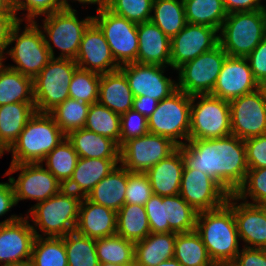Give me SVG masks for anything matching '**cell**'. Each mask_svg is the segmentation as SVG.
Listing matches in <instances>:
<instances>
[{"label": "cell", "mask_w": 266, "mask_h": 266, "mask_svg": "<svg viewBox=\"0 0 266 266\" xmlns=\"http://www.w3.org/2000/svg\"><path fill=\"white\" fill-rule=\"evenodd\" d=\"M133 100V92L120 69L101 75L98 99L100 104L122 115L132 109Z\"/></svg>", "instance_id": "4316f807"}, {"label": "cell", "mask_w": 266, "mask_h": 266, "mask_svg": "<svg viewBox=\"0 0 266 266\" xmlns=\"http://www.w3.org/2000/svg\"><path fill=\"white\" fill-rule=\"evenodd\" d=\"M263 1H266V0H263ZM261 11L263 12V14H264L265 17H266V5H265V4H262Z\"/></svg>", "instance_id": "a7ac6f4b"}, {"label": "cell", "mask_w": 266, "mask_h": 266, "mask_svg": "<svg viewBox=\"0 0 266 266\" xmlns=\"http://www.w3.org/2000/svg\"><path fill=\"white\" fill-rule=\"evenodd\" d=\"M25 23L23 30L21 28V24H24L22 21H18L12 27L2 62L5 63V60L10 57L15 65L8 64L6 66L34 79L49 63L52 56L38 24L34 21Z\"/></svg>", "instance_id": "277c9868"}, {"label": "cell", "mask_w": 266, "mask_h": 266, "mask_svg": "<svg viewBox=\"0 0 266 266\" xmlns=\"http://www.w3.org/2000/svg\"><path fill=\"white\" fill-rule=\"evenodd\" d=\"M101 75L77 68L69 85V98L93 104L99 99Z\"/></svg>", "instance_id": "ee69618b"}, {"label": "cell", "mask_w": 266, "mask_h": 266, "mask_svg": "<svg viewBox=\"0 0 266 266\" xmlns=\"http://www.w3.org/2000/svg\"><path fill=\"white\" fill-rule=\"evenodd\" d=\"M157 266H182L176 259L172 258L161 262Z\"/></svg>", "instance_id": "6125c7cd"}, {"label": "cell", "mask_w": 266, "mask_h": 266, "mask_svg": "<svg viewBox=\"0 0 266 266\" xmlns=\"http://www.w3.org/2000/svg\"><path fill=\"white\" fill-rule=\"evenodd\" d=\"M259 89L262 91L266 103V81L260 83Z\"/></svg>", "instance_id": "be15d7a7"}, {"label": "cell", "mask_w": 266, "mask_h": 266, "mask_svg": "<svg viewBox=\"0 0 266 266\" xmlns=\"http://www.w3.org/2000/svg\"><path fill=\"white\" fill-rule=\"evenodd\" d=\"M184 165L216 180L229 194L244 182L248 165L244 140L229 135L216 139L188 140L178 146Z\"/></svg>", "instance_id": "6da1fadb"}, {"label": "cell", "mask_w": 266, "mask_h": 266, "mask_svg": "<svg viewBox=\"0 0 266 266\" xmlns=\"http://www.w3.org/2000/svg\"><path fill=\"white\" fill-rule=\"evenodd\" d=\"M35 112V102H16L0 106V142L7 150L16 142Z\"/></svg>", "instance_id": "4dcf8cb0"}, {"label": "cell", "mask_w": 266, "mask_h": 266, "mask_svg": "<svg viewBox=\"0 0 266 266\" xmlns=\"http://www.w3.org/2000/svg\"><path fill=\"white\" fill-rule=\"evenodd\" d=\"M99 266H123V265H117V264H112V263H100Z\"/></svg>", "instance_id": "003e7915"}, {"label": "cell", "mask_w": 266, "mask_h": 266, "mask_svg": "<svg viewBox=\"0 0 266 266\" xmlns=\"http://www.w3.org/2000/svg\"><path fill=\"white\" fill-rule=\"evenodd\" d=\"M90 104L72 98L52 109L49 114L65 135L84 128Z\"/></svg>", "instance_id": "b9f144b4"}, {"label": "cell", "mask_w": 266, "mask_h": 266, "mask_svg": "<svg viewBox=\"0 0 266 266\" xmlns=\"http://www.w3.org/2000/svg\"><path fill=\"white\" fill-rule=\"evenodd\" d=\"M190 109L191 96L177 89L159 101L147 118L149 133L167 137L178 146L185 144L189 138Z\"/></svg>", "instance_id": "30bf717a"}, {"label": "cell", "mask_w": 266, "mask_h": 266, "mask_svg": "<svg viewBox=\"0 0 266 266\" xmlns=\"http://www.w3.org/2000/svg\"><path fill=\"white\" fill-rule=\"evenodd\" d=\"M175 232L150 233L145 239L135 242V266H157L174 257Z\"/></svg>", "instance_id": "f1b7e54d"}, {"label": "cell", "mask_w": 266, "mask_h": 266, "mask_svg": "<svg viewBox=\"0 0 266 266\" xmlns=\"http://www.w3.org/2000/svg\"><path fill=\"white\" fill-rule=\"evenodd\" d=\"M0 14H15L13 5L8 0H0Z\"/></svg>", "instance_id": "94428289"}, {"label": "cell", "mask_w": 266, "mask_h": 266, "mask_svg": "<svg viewBox=\"0 0 266 266\" xmlns=\"http://www.w3.org/2000/svg\"><path fill=\"white\" fill-rule=\"evenodd\" d=\"M8 153V150L4 147V145L0 142V158L3 157V155Z\"/></svg>", "instance_id": "03108f58"}, {"label": "cell", "mask_w": 266, "mask_h": 266, "mask_svg": "<svg viewBox=\"0 0 266 266\" xmlns=\"http://www.w3.org/2000/svg\"><path fill=\"white\" fill-rule=\"evenodd\" d=\"M248 169L266 168V134L244 140Z\"/></svg>", "instance_id": "f907efd6"}, {"label": "cell", "mask_w": 266, "mask_h": 266, "mask_svg": "<svg viewBox=\"0 0 266 266\" xmlns=\"http://www.w3.org/2000/svg\"><path fill=\"white\" fill-rule=\"evenodd\" d=\"M64 239L68 266H99L95 239L78 234L76 231Z\"/></svg>", "instance_id": "7bdbcfd3"}, {"label": "cell", "mask_w": 266, "mask_h": 266, "mask_svg": "<svg viewBox=\"0 0 266 266\" xmlns=\"http://www.w3.org/2000/svg\"><path fill=\"white\" fill-rule=\"evenodd\" d=\"M13 186L8 182H0V218L8 214L11 209L16 206Z\"/></svg>", "instance_id": "9f6ffc18"}, {"label": "cell", "mask_w": 266, "mask_h": 266, "mask_svg": "<svg viewBox=\"0 0 266 266\" xmlns=\"http://www.w3.org/2000/svg\"><path fill=\"white\" fill-rule=\"evenodd\" d=\"M219 266H236V265L233 262H231V263H224Z\"/></svg>", "instance_id": "89a4df30"}, {"label": "cell", "mask_w": 266, "mask_h": 266, "mask_svg": "<svg viewBox=\"0 0 266 266\" xmlns=\"http://www.w3.org/2000/svg\"><path fill=\"white\" fill-rule=\"evenodd\" d=\"M246 58L257 82L260 84L266 81V37Z\"/></svg>", "instance_id": "f5cc1de1"}, {"label": "cell", "mask_w": 266, "mask_h": 266, "mask_svg": "<svg viewBox=\"0 0 266 266\" xmlns=\"http://www.w3.org/2000/svg\"><path fill=\"white\" fill-rule=\"evenodd\" d=\"M12 5H14L16 2H17V0H8Z\"/></svg>", "instance_id": "2644e50d"}, {"label": "cell", "mask_w": 266, "mask_h": 266, "mask_svg": "<svg viewBox=\"0 0 266 266\" xmlns=\"http://www.w3.org/2000/svg\"><path fill=\"white\" fill-rule=\"evenodd\" d=\"M75 231L92 239L115 235L117 232V212L83 197Z\"/></svg>", "instance_id": "603a6c76"}, {"label": "cell", "mask_w": 266, "mask_h": 266, "mask_svg": "<svg viewBox=\"0 0 266 266\" xmlns=\"http://www.w3.org/2000/svg\"><path fill=\"white\" fill-rule=\"evenodd\" d=\"M229 135H231L229 101L210 94L191 96L188 140L216 139Z\"/></svg>", "instance_id": "9c48e42d"}, {"label": "cell", "mask_w": 266, "mask_h": 266, "mask_svg": "<svg viewBox=\"0 0 266 266\" xmlns=\"http://www.w3.org/2000/svg\"><path fill=\"white\" fill-rule=\"evenodd\" d=\"M149 133L148 120L133 109L120 115V147L131 139L142 137Z\"/></svg>", "instance_id": "681fc988"}, {"label": "cell", "mask_w": 266, "mask_h": 266, "mask_svg": "<svg viewBox=\"0 0 266 266\" xmlns=\"http://www.w3.org/2000/svg\"><path fill=\"white\" fill-rule=\"evenodd\" d=\"M158 101L149 96L134 97L132 109L149 118L156 109Z\"/></svg>", "instance_id": "680465c9"}, {"label": "cell", "mask_w": 266, "mask_h": 266, "mask_svg": "<svg viewBox=\"0 0 266 266\" xmlns=\"http://www.w3.org/2000/svg\"><path fill=\"white\" fill-rule=\"evenodd\" d=\"M150 233L143 205L125 204L117 212V235L135 243L145 239Z\"/></svg>", "instance_id": "836d02e7"}, {"label": "cell", "mask_w": 266, "mask_h": 266, "mask_svg": "<svg viewBox=\"0 0 266 266\" xmlns=\"http://www.w3.org/2000/svg\"><path fill=\"white\" fill-rule=\"evenodd\" d=\"M99 263L133 266L135 263V243L120 235L95 239Z\"/></svg>", "instance_id": "74e56055"}, {"label": "cell", "mask_w": 266, "mask_h": 266, "mask_svg": "<svg viewBox=\"0 0 266 266\" xmlns=\"http://www.w3.org/2000/svg\"><path fill=\"white\" fill-rule=\"evenodd\" d=\"M227 13L261 10L263 0H223Z\"/></svg>", "instance_id": "6f0895ef"}, {"label": "cell", "mask_w": 266, "mask_h": 266, "mask_svg": "<svg viewBox=\"0 0 266 266\" xmlns=\"http://www.w3.org/2000/svg\"><path fill=\"white\" fill-rule=\"evenodd\" d=\"M219 44L218 30L206 25L186 23L185 27L171 39L170 68L177 70Z\"/></svg>", "instance_id": "d6986e66"}, {"label": "cell", "mask_w": 266, "mask_h": 266, "mask_svg": "<svg viewBox=\"0 0 266 266\" xmlns=\"http://www.w3.org/2000/svg\"><path fill=\"white\" fill-rule=\"evenodd\" d=\"M81 158H120V146L112 139L81 128L66 135Z\"/></svg>", "instance_id": "f546056e"}, {"label": "cell", "mask_w": 266, "mask_h": 266, "mask_svg": "<svg viewBox=\"0 0 266 266\" xmlns=\"http://www.w3.org/2000/svg\"><path fill=\"white\" fill-rule=\"evenodd\" d=\"M164 233H188L196 229L198 212L179 194L164 196Z\"/></svg>", "instance_id": "d6a6232c"}, {"label": "cell", "mask_w": 266, "mask_h": 266, "mask_svg": "<svg viewBox=\"0 0 266 266\" xmlns=\"http://www.w3.org/2000/svg\"><path fill=\"white\" fill-rule=\"evenodd\" d=\"M231 134L245 140L266 134V103L262 91L229 101Z\"/></svg>", "instance_id": "2e32d148"}, {"label": "cell", "mask_w": 266, "mask_h": 266, "mask_svg": "<svg viewBox=\"0 0 266 266\" xmlns=\"http://www.w3.org/2000/svg\"><path fill=\"white\" fill-rule=\"evenodd\" d=\"M82 198L63 188L58 194L31 206L25 216L31 220L35 236L63 237L74 232Z\"/></svg>", "instance_id": "3957f363"}, {"label": "cell", "mask_w": 266, "mask_h": 266, "mask_svg": "<svg viewBox=\"0 0 266 266\" xmlns=\"http://www.w3.org/2000/svg\"><path fill=\"white\" fill-rule=\"evenodd\" d=\"M65 138L49 113L35 112L8 150L10 164L40 163Z\"/></svg>", "instance_id": "5b68a950"}, {"label": "cell", "mask_w": 266, "mask_h": 266, "mask_svg": "<svg viewBox=\"0 0 266 266\" xmlns=\"http://www.w3.org/2000/svg\"><path fill=\"white\" fill-rule=\"evenodd\" d=\"M16 102H34L33 79L0 61V106Z\"/></svg>", "instance_id": "1f68e13d"}, {"label": "cell", "mask_w": 266, "mask_h": 266, "mask_svg": "<svg viewBox=\"0 0 266 266\" xmlns=\"http://www.w3.org/2000/svg\"><path fill=\"white\" fill-rule=\"evenodd\" d=\"M119 69L125 74L134 97L149 96L159 102L177 90V81L164 75L166 66L133 62Z\"/></svg>", "instance_id": "ac0fdd59"}, {"label": "cell", "mask_w": 266, "mask_h": 266, "mask_svg": "<svg viewBox=\"0 0 266 266\" xmlns=\"http://www.w3.org/2000/svg\"><path fill=\"white\" fill-rule=\"evenodd\" d=\"M150 21L172 39L187 23L183 0H154Z\"/></svg>", "instance_id": "e575fe53"}, {"label": "cell", "mask_w": 266, "mask_h": 266, "mask_svg": "<svg viewBox=\"0 0 266 266\" xmlns=\"http://www.w3.org/2000/svg\"><path fill=\"white\" fill-rule=\"evenodd\" d=\"M195 231L216 266L234 262L241 247L233 213V194L223 206L198 212Z\"/></svg>", "instance_id": "7a4b0ae2"}, {"label": "cell", "mask_w": 266, "mask_h": 266, "mask_svg": "<svg viewBox=\"0 0 266 266\" xmlns=\"http://www.w3.org/2000/svg\"><path fill=\"white\" fill-rule=\"evenodd\" d=\"M154 0H106L105 6L114 14L136 24L150 21Z\"/></svg>", "instance_id": "bcb514c9"}, {"label": "cell", "mask_w": 266, "mask_h": 266, "mask_svg": "<svg viewBox=\"0 0 266 266\" xmlns=\"http://www.w3.org/2000/svg\"><path fill=\"white\" fill-rule=\"evenodd\" d=\"M137 63L170 66L171 39L153 22L137 25Z\"/></svg>", "instance_id": "cb8c5ba5"}, {"label": "cell", "mask_w": 266, "mask_h": 266, "mask_svg": "<svg viewBox=\"0 0 266 266\" xmlns=\"http://www.w3.org/2000/svg\"><path fill=\"white\" fill-rule=\"evenodd\" d=\"M233 263L236 266H266V249L242 246Z\"/></svg>", "instance_id": "db71d44e"}, {"label": "cell", "mask_w": 266, "mask_h": 266, "mask_svg": "<svg viewBox=\"0 0 266 266\" xmlns=\"http://www.w3.org/2000/svg\"><path fill=\"white\" fill-rule=\"evenodd\" d=\"M173 258L182 266H216L195 230L177 233Z\"/></svg>", "instance_id": "d590c367"}, {"label": "cell", "mask_w": 266, "mask_h": 266, "mask_svg": "<svg viewBox=\"0 0 266 266\" xmlns=\"http://www.w3.org/2000/svg\"><path fill=\"white\" fill-rule=\"evenodd\" d=\"M184 160L181 150L177 148L167 158L162 159L147 172L154 195H178Z\"/></svg>", "instance_id": "484cf974"}, {"label": "cell", "mask_w": 266, "mask_h": 266, "mask_svg": "<svg viewBox=\"0 0 266 266\" xmlns=\"http://www.w3.org/2000/svg\"><path fill=\"white\" fill-rule=\"evenodd\" d=\"M259 86L246 57L227 56L210 95L231 101L256 91Z\"/></svg>", "instance_id": "ffe728a7"}, {"label": "cell", "mask_w": 266, "mask_h": 266, "mask_svg": "<svg viewBox=\"0 0 266 266\" xmlns=\"http://www.w3.org/2000/svg\"><path fill=\"white\" fill-rule=\"evenodd\" d=\"M95 12L93 22L104 34L115 61L120 66L137 62L138 24L114 14L105 5Z\"/></svg>", "instance_id": "7c38bea8"}, {"label": "cell", "mask_w": 266, "mask_h": 266, "mask_svg": "<svg viewBox=\"0 0 266 266\" xmlns=\"http://www.w3.org/2000/svg\"><path fill=\"white\" fill-rule=\"evenodd\" d=\"M84 128L112 139L120 146V115L99 102L90 105Z\"/></svg>", "instance_id": "ab89813d"}, {"label": "cell", "mask_w": 266, "mask_h": 266, "mask_svg": "<svg viewBox=\"0 0 266 266\" xmlns=\"http://www.w3.org/2000/svg\"><path fill=\"white\" fill-rule=\"evenodd\" d=\"M177 148L178 145L169 138L147 133L142 137L126 141L120 147L119 164L129 172L146 173Z\"/></svg>", "instance_id": "5bb4252c"}, {"label": "cell", "mask_w": 266, "mask_h": 266, "mask_svg": "<svg viewBox=\"0 0 266 266\" xmlns=\"http://www.w3.org/2000/svg\"><path fill=\"white\" fill-rule=\"evenodd\" d=\"M227 56L218 44L212 50L184 63L176 70L177 89L190 96L211 94Z\"/></svg>", "instance_id": "8fae6325"}, {"label": "cell", "mask_w": 266, "mask_h": 266, "mask_svg": "<svg viewBox=\"0 0 266 266\" xmlns=\"http://www.w3.org/2000/svg\"><path fill=\"white\" fill-rule=\"evenodd\" d=\"M70 2L72 3H81L82 5H97L98 7L96 8V11L105 5V2L106 0H62V6H63V9H74V7H72L73 5L70 4Z\"/></svg>", "instance_id": "91938a15"}, {"label": "cell", "mask_w": 266, "mask_h": 266, "mask_svg": "<svg viewBox=\"0 0 266 266\" xmlns=\"http://www.w3.org/2000/svg\"><path fill=\"white\" fill-rule=\"evenodd\" d=\"M35 237L30 220L22 214L0 221V266L30 261Z\"/></svg>", "instance_id": "9a60e30c"}, {"label": "cell", "mask_w": 266, "mask_h": 266, "mask_svg": "<svg viewBox=\"0 0 266 266\" xmlns=\"http://www.w3.org/2000/svg\"><path fill=\"white\" fill-rule=\"evenodd\" d=\"M127 181L128 170L119 164L89 192L86 198L118 212L125 205Z\"/></svg>", "instance_id": "83f0119b"}, {"label": "cell", "mask_w": 266, "mask_h": 266, "mask_svg": "<svg viewBox=\"0 0 266 266\" xmlns=\"http://www.w3.org/2000/svg\"><path fill=\"white\" fill-rule=\"evenodd\" d=\"M153 195L150 180L146 173L129 172L125 204L145 205Z\"/></svg>", "instance_id": "c3c4849f"}, {"label": "cell", "mask_w": 266, "mask_h": 266, "mask_svg": "<svg viewBox=\"0 0 266 266\" xmlns=\"http://www.w3.org/2000/svg\"><path fill=\"white\" fill-rule=\"evenodd\" d=\"M218 36L228 56L247 57L266 37V17L261 10L229 13Z\"/></svg>", "instance_id": "8992f818"}, {"label": "cell", "mask_w": 266, "mask_h": 266, "mask_svg": "<svg viewBox=\"0 0 266 266\" xmlns=\"http://www.w3.org/2000/svg\"><path fill=\"white\" fill-rule=\"evenodd\" d=\"M179 195L201 212L223 206L230 194L209 175L184 165Z\"/></svg>", "instance_id": "e0dca14e"}, {"label": "cell", "mask_w": 266, "mask_h": 266, "mask_svg": "<svg viewBox=\"0 0 266 266\" xmlns=\"http://www.w3.org/2000/svg\"><path fill=\"white\" fill-rule=\"evenodd\" d=\"M17 171L20 172L15 179L12 174ZM3 176H9L16 204L22 200H35L39 203L58 194L64 188L41 163L10 164Z\"/></svg>", "instance_id": "4fadbf2b"}, {"label": "cell", "mask_w": 266, "mask_h": 266, "mask_svg": "<svg viewBox=\"0 0 266 266\" xmlns=\"http://www.w3.org/2000/svg\"><path fill=\"white\" fill-rule=\"evenodd\" d=\"M187 23L220 30L228 15L223 0H183Z\"/></svg>", "instance_id": "8d00e7d4"}, {"label": "cell", "mask_w": 266, "mask_h": 266, "mask_svg": "<svg viewBox=\"0 0 266 266\" xmlns=\"http://www.w3.org/2000/svg\"><path fill=\"white\" fill-rule=\"evenodd\" d=\"M78 159L77 152L66 137L40 163L64 186L72 177Z\"/></svg>", "instance_id": "f35d334b"}, {"label": "cell", "mask_w": 266, "mask_h": 266, "mask_svg": "<svg viewBox=\"0 0 266 266\" xmlns=\"http://www.w3.org/2000/svg\"><path fill=\"white\" fill-rule=\"evenodd\" d=\"M233 213L243 247L266 249V205L247 203L233 194Z\"/></svg>", "instance_id": "7402d4cb"}, {"label": "cell", "mask_w": 266, "mask_h": 266, "mask_svg": "<svg viewBox=\"0 0 266 266\" xmlns=\"http://www.w3.org/2000/svg\"><path fill=\"white\" fill-rule=\"evenodd\" d=\"M120 162V158H81L79 157L72 177L64 189L86 197L89 192Z\"/></svg>", "instance_id": "d4e9b609"}, {"label": "cell", "mask_w": 266, "mask_h": 266, "mask_svg": "<svg viewBox=\"0 0 266 266\" xmlns=\"http://www.w3.org/2000/svg\"><path fill=\"white\" fill-rule=\"evenodd\" d=\"M78 14L77 9H62L44 16L42 25L35 21L44 34L52 58L76 59L83 34L93 22V16L80 20ZM55 47L60 51L58 56L54 53Z\"/></svg>", "instance_id": "52a82bcc"}, {"label": "cell", "mask_w": 266, "mask_h": 266, "mask_svg": "<svg viewBox=\"0 0 266 266\" xmlns=\"http://www.w3.org/2000/svg\"><path fill=\"white\" fill-rule=\"evenodd\" d=\"M18 22L16 14H0V61H2L12 27Z\"/></svg>", "instance_id": "11a10c76"}, {"label": "cell", "mask_w": 266, "mask_h": 266, "mask_svg": "<svg viewBox=\"0 0 266 266\" xmlns=\"http://www.w3.org/2000/svg\"><path fill=\"white\" fill-rule=\"evenodd\" d=\"M6 266H33V264L30 261L23 262V263H17V264H10Z\"/></svg>", "instance_id": "e7e4bbea"}, {"label": "cell", "mask_w": 266, "mask_h": 266, "mask_svg": "<svg viewBox=\"0 0 266 266\" xmlns=\"http://www.w3.org/2000/svg\"><path fill=\"white\" fill-rule=\"evenodd\" d=\"M234 195L247 203L266 205V168L248 169Z\"/></svg>", "instance_id": "f6af8a7d"}, {"label": "cell", "mask_w": 266, "mask_h": 266, "mask_svg": "<svg viewBox=\"0 0 266 266\" xmlns=\"http://www.w3.org/2000/svg\"><path fill=\"white\" fill-rule=\"evenodd\" d=\"M78 68L74 59L52 58L33 79L36 112L49 113L69 98V85Z\"/></svg>", "instance_id": "ba28073f"}, {"label": "cell", "mask_w": 266, "mask_h": 266, "mask_svg": "<svg viewBox=\"0 0 266 266\" xmlns=\"http://www.w3.org/2000/svg\"><path fill=\"white\" fill-rule=\"evenodd\" d=\"M164 197L152 195L144 207L151 233H164Z\"/></svg>", "instance_id": "816d5d0a"}, {"label": "cell", "mask_w": 266, "mask_h": 266, "mask_svg": "<svg viewBox=\"0 0 266 266\" xmlns=\"http://www.w3.org/2000/svg\"><path fill=\"white\" fill-rule=\"evenodd\" d=\"M33 266H68L62 237H35L31 260Z\"/></svg>", "instance_id": "60d3db41"}, {"label": "cell", "mask_w": 266, "mask_h": 266, "mask_svg": "<svg viewBox=\"0 0 266 266\" xmlns=\"http://www.w3.org/2000/svg\"><path fill=\"white\" fill-rule=\"evenodd\" d=\"M78 68L100 75L119 70L100 28L92 22L85 30L75 59Z\"/></svg>", "instance_id": "44dd1931"}, {"label": "cell", "mask_w": 266, "mask_h": 266, "mask_svg": "<svg viewBox=\"0 0 266 266\" xmlns=\"http://www.w3.org/2000/svg\"><path fill=\"white\" fill-rule=\"evenodd\" d=\"M16 17L18 21H36L40 16L49 15L53 12L63 9L62 0H17L13 5ZM22 11V17L18 16ZM27 12V13H23Z\"/></svg>", "instance_id": "7dc6e473"}]
</instances>
